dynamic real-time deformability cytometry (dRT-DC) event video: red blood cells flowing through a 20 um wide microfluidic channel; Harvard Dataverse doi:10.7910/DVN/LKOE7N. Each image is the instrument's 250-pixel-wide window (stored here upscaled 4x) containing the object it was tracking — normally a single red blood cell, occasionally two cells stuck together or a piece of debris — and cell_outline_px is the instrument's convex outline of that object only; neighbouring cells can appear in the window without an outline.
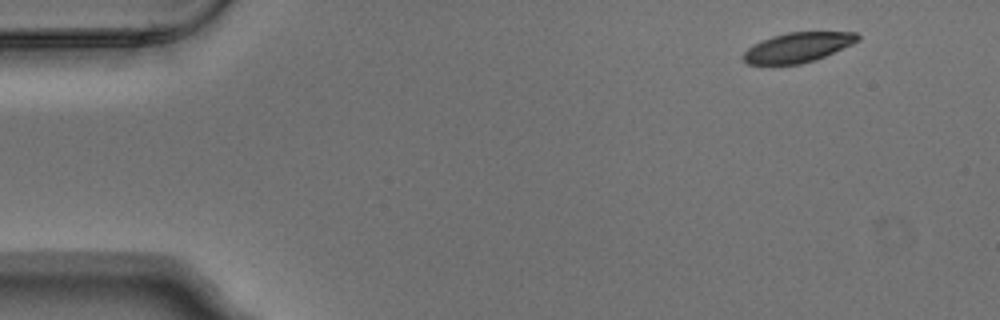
{"species": "Egyptian fruit bat (a non-hibernating species)", "species_latin": "Rousettus aegyptiacus", "temperature_condition": "warm", "stored_images_in_passage": 4, "camera_frame_rate_fps": 3000, "um_per_image_px": 0.085, "animal": {"sex": "male"}, "frame": {"image": 1, "passage_image": 1, "time_ms": 0.0, "image_size_px": [1000, 320], "cell_outline_px": [[860, 40], [852, 44], [816, 60], [800, 64], [748, 64], [740, 56], [752, 44], [772, 36], [788, 32], [856, 32], [860, 36]], "centroid_in_image_um": [67.8, 4.02], "position_along_channel_um": 17.2, "area_um2": 19.88}}
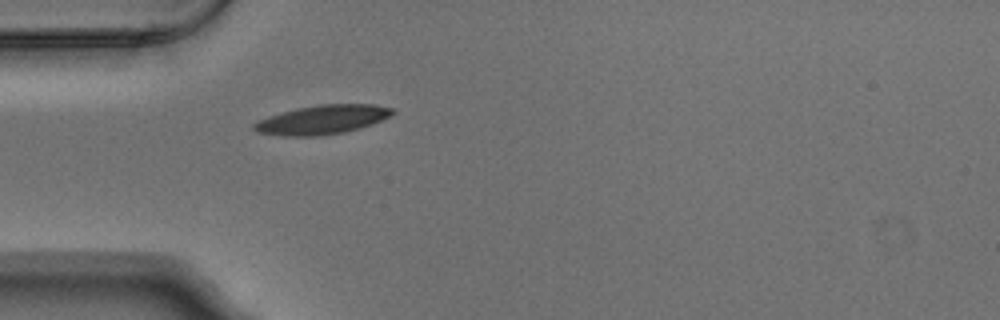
{"frame": {"image": 2, "passage_image": 4, "time_ms": 1.0, "image_size_px": [1000, 320], "cell_outline_px": [[396, 112], [392, 116], [372, 124], [360, 128], [344, 132], [320, 136], [284, 136], [256, 132], [252, 128], [252, 124], [268, 116], [300, 108], [320, 104], [376, 104], [396, 108]], "centroid_in_image_um": [27.46, 10.17], "position_along_channel_um": 57.5, "area_um2": 23.58}}